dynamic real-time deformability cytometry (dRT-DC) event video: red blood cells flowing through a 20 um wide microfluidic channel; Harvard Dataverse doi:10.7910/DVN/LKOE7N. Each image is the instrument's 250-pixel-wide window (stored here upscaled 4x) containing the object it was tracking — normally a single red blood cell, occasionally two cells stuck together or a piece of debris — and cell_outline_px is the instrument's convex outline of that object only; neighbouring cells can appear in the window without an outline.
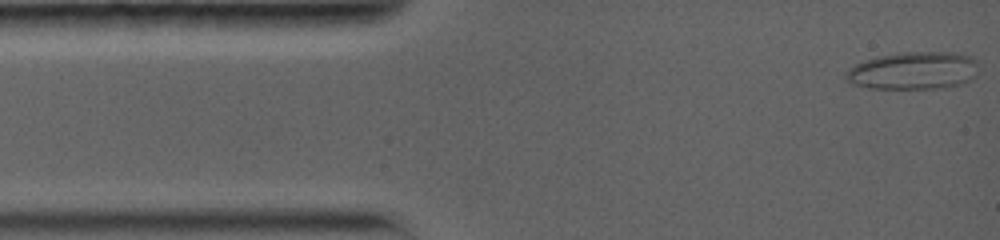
{"species": "common noctule bat (a hibernating species)", "species_latin": "Nyctalus noctula", "temperature_condition": "warm", "stored_images_in_passage": 88, "segment_of_instrument_passage": [1, 2], "camera_frame_rate_fps": 5000, "um_per_image_px": 0.085, "animal": {"sex": "female", "body_mass_g": 19.0, "forearm_length_mm": 56.7}, "frame": {"image": 1, "passage_image": 1, "time_ms": 0.0, "image_size_px": [1000, 240], "cell_outline_px": [[976, 76], [960, 84], [940, 88], [868, 88], [852, 84], [844, 80], [844, 72], [848, 68], [864, 60], [876, 56], [904, 52], [952, 52], [972, 56], [976, 60]], "centroid_in_image_um": [77.58, 6.0], "position_along_channel_um": 7.4, "area_um2": 29.25}}
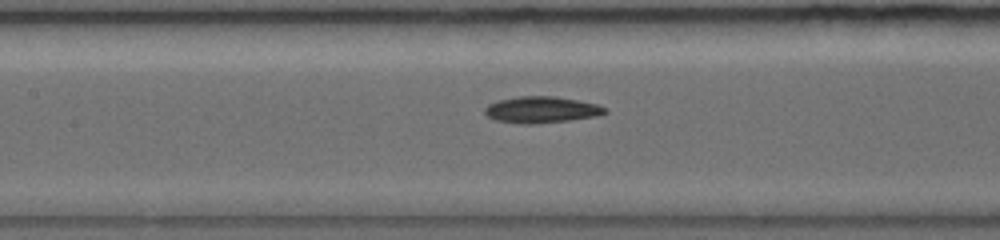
{"frame": {"image": 2, "passage_image": 31, "time_ms": 6.0, "image_size_px": [1000, 240], "cell_outline_px": [[608, 112], [596, 116], [568, 120], [532, 124], [520, 124], [496, 120], [488, 116], [484, 112], [484, 108], [488, 104], [500, 100], [520, 96], [556, 96], [596, 104], [604, 108]], "centroid_in_image_um": [45.99, 9.33], "position_along_channel_um": 161.4, "area_um2": 18.26}}
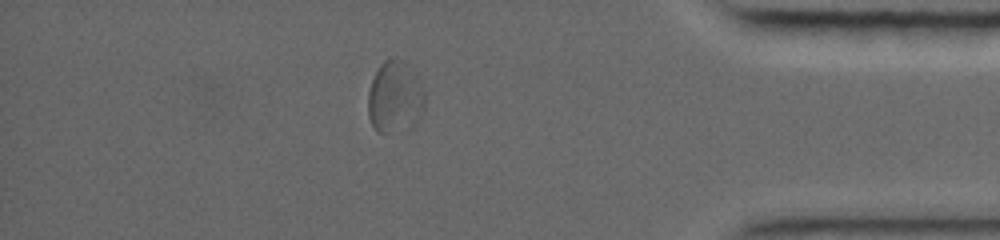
{"frame": {"image": 3, "passage_image": 67, "time_ms": 13.2, "image_size_px": [1000, 240], "cell_outline_px": [[424, 108], [420, 116], [412, 128], [384, 132], [380, 132], [372, 124], [368, 116], [368, 92], [372, 80], [380, 64], [384, 60], [392, 56], [396, 56], [400, 60], [420, 84], [424, 92]], "centroid_in_image_um": [33.54, 8.27], "position_along_channel_um": 401.7, "area_um2": 23.24}}